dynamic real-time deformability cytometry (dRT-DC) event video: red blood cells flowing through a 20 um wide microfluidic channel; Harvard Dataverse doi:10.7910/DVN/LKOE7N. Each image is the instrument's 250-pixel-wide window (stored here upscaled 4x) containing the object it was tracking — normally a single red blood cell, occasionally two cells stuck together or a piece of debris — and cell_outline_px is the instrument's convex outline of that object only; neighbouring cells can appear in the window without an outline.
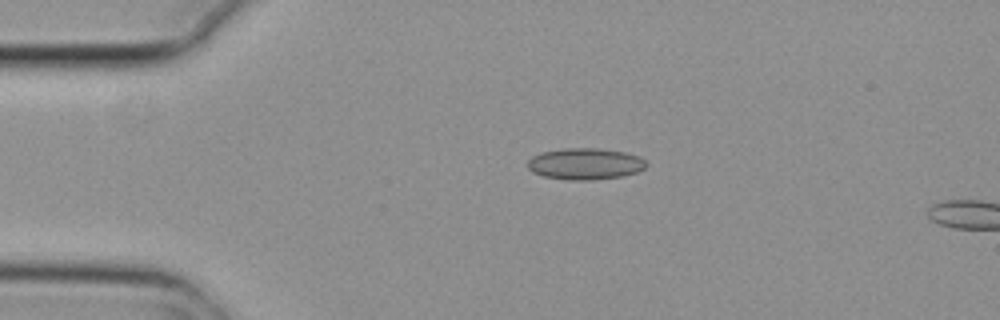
{"species": "common noctule bat (a hibernating species)", "species_latin": "Nyctalus noctula", "temperature_condition": "cold", "stored_images_in_passage": 4, "camera_frame_rate_fps": 3000, "um_per_image_px": 0.085, "animal": {"sex": "female", "body_mass_g": 29.2, "forearm_length_mm": 56.3}, "frame": {"image": 1, "passage_image": 3, "time_ms": 0.667, "image_size_px": [1000, 320], "cell_outline_px": [[648, 164], [644, 168], [636, 172], [620, 176], [592, 180], [564, 180], [544, 176], [532, 172], [528, 168], [528, 160], [532, 156], [540, 152], [564, 148], [596, 148], [624, 152], [640, 156]], "centroid_in_image_um": [49.71, 13.92], "position_along_channel_um": 35.3, "area_um2": 21.79}}